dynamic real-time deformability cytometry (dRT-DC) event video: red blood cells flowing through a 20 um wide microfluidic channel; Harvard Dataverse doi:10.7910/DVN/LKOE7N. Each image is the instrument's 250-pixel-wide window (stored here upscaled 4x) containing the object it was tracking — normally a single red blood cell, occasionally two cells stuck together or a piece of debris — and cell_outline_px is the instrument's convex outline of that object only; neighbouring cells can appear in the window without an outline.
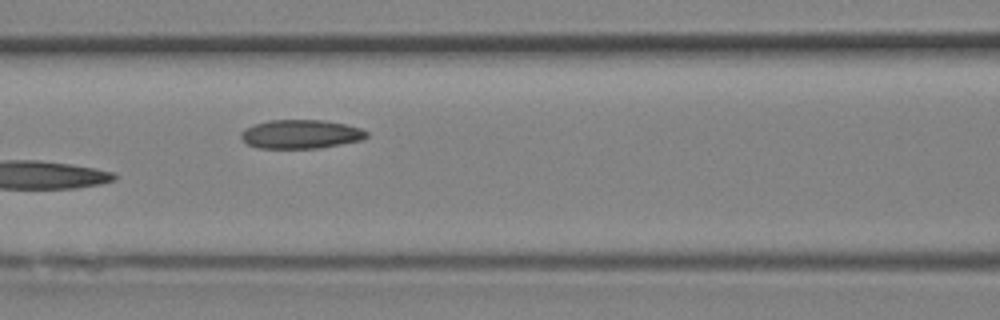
{"species": "Egyptian fruit bat (a non-hibernating species)", "species_latin": "Rousettus aegyptiacus", "temperature_condition": "room temperature", "stored_images_in_passage": 14, "camera_frame_rate_fps": 3000, "um_per_image_px": 0.085, "animal": {"sex": "female"}, "frame": {"image": 1, "passage_image": 14, "time_ms": 4.333, "image_size_px": [1000, 320], "cell_outline_px": [[368, 136], [360, 140], [320, 148], [256, 148], [248, 144], [240, 136], [240, 132], [244, 128], [268, 120], [324, 120], [344, 124], [360, 128], [368, 132]], "centroid_in_image_um": [25.54, 11.4], "position_along_channel_um": 141.1, "area_um2": 21.04}}